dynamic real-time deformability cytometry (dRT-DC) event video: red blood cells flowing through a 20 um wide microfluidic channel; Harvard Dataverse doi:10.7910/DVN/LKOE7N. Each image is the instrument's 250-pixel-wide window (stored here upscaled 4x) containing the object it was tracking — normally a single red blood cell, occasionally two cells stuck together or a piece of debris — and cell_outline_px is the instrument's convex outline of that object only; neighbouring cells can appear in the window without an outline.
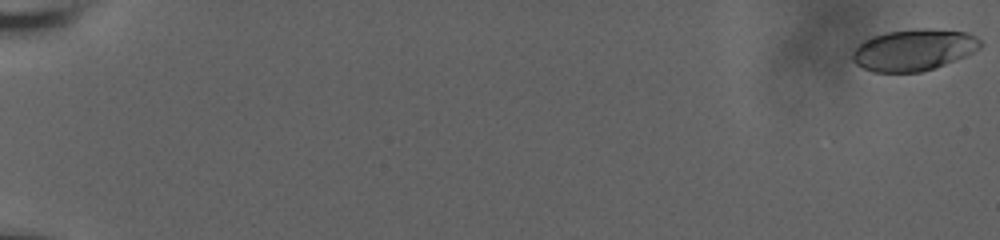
{"species": "human", "species_latin": "Homo sapiens", "temperature_condition": "room temperature", "stored_images_in_passage": 53, "camera_frame_rate_fps": 3000, "um_per_image_px": 0.085, "donor": {"sex": "male"}, "frame": {"image": 1, "passage_image": 1, "time_ms": 0.0, "image_size_px": [1000, 240], "cell_outline_px": [[984, 44], [980, 48], [964, 56], [944, 64], [920, 72], [872, 72], [856, 64], [852, 60], [852, 52], [864, 40], [872, 36], [888, 32], [920, 28], [932, 28], [968, 32], [976, 36]], "centroid_in_image_um": [77.68, 4.23], "position_along_channel_um": 7.3, "area_um2": 30.87}}
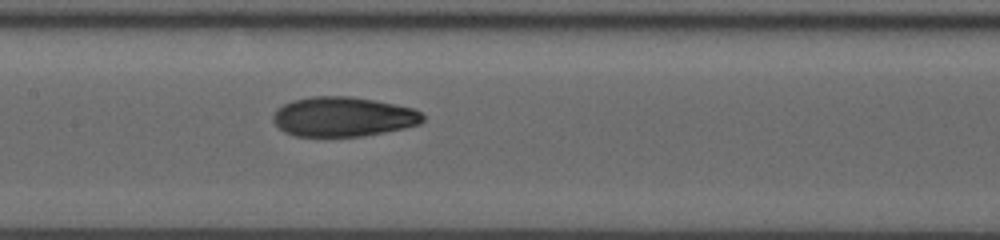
{"frame": {"image": 2, "passage_image": 29, "time_ms": 9.333, "image_size_px": [1000, 240], "cell_outline_px": [[424, 120], [420, 124], [404, 128], [364, 136], [296, 136], [284, 132], [272, 120], [272, 116], [276, 108], [292, 100], [312, 96], [352, 96], [412, 108], [420, 112], [424, 116]], "centroid_in_image_um": [29.14, 9.92], "position_along_channel_um": 178.3, "area_um2": 34.56}}
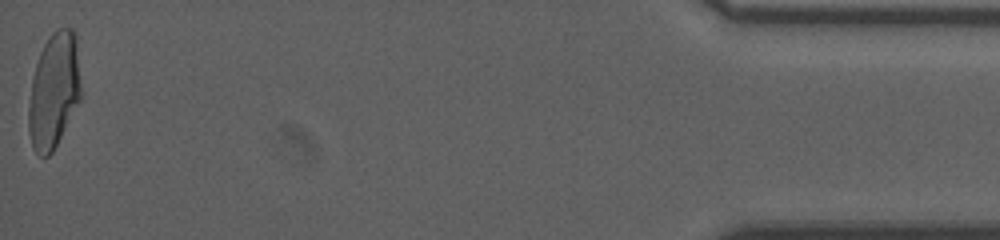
{"frame": {"image": 3, "passage_image": 53, "time_ms": 17.333, "image_size_px": [1000, 240], "cell_outline_px": [[80, 100], [52, 152], [48, 156], [40, 156], [32, 148], [28, 132], [28, 108], [32, 80], [36, 64], [40, 52], [48, 36], [56, 28], [72, 28], [76, 32], [80, 84]], "centroid_in_image_um": [4.57, 7.68], "position_along_channel_um": 430.6, "area_um2": 35.14}, "authors_computed_cell_mechanics": {"area_um2": 34.1598, "velocity_mm_per_s": 3.7958, "shape_relaxation_time_tau1_ms": 6.4652, "shape_relaxation_time_tau2_ms": 1.4155, "deformation_change_tau1": 0.2193, "deformation_change_tau2": 0.0678}}